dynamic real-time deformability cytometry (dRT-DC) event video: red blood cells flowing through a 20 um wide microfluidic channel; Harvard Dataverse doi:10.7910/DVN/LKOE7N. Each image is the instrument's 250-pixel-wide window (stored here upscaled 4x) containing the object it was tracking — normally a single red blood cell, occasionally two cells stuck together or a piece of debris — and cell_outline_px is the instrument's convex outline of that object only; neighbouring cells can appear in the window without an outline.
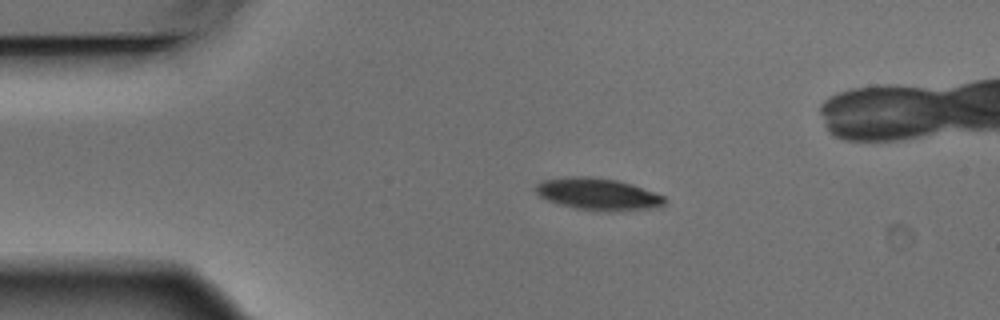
{"species": "Egyptian fruit bat (a non-hibernating species)", "species_latin": "Rousettus aegyptiacus", "temperature_condition": "warm", "stored_images_in_passage": 3, "camera_frame_rate_fps": 3000, "um_per_image_px": 0.085, "animal": {"sex": "male"}, "frame": {"image": 1, "passage_image": 2, "time_ms": 0.333, "image_size_px": [1000, 320], "cell_outline_px": [[664, 204], [648, 208], [576, 208], [560, 204], [548, 200], [540, 196], [536, 192], [536, 184], [540, 180], [568, 176], [588, 176], [616, 180], [664, 196]], "centroid_in_image_um": [50.68, 16.43], "position_along_channel_um": 34.3, "area_um2": 22.48}}